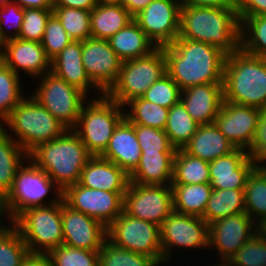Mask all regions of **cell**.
Masks as SVG:
<instances>
[{"label": "cell", "mask_w": 266, "mask_h": 266, "mask_svg": "<svg viewBox=\"0 0 266 266\" xmlns=\"http://www.w3.org/2000/svg\"><path fill=\"white\" fill-rule=\"evenodd\" d=\"M167 74L181 90L209 83H223L227 54L208 43L176 38L162 47Z\"/></svg>", "instance_id": "6da1fadb"}, {"label": "cell", "mask_w": 266, "mask_h": 266, "mask_svg": "<svg viewBox=\"0 0 266 266\" xmlns=\"http://www.w3.org/2000/svg\"><path fill=\"white\" fill-rule=\"evenodd\" d=\"M177 38L211 44L227 55L240 48V21L235 6H181Z\"/></svg>", "instance_id": "7a4b0ae2"}, {"label": "cell", "mask_w": 266, "mask_h": 266, "mask_svg": "<svg viewBox=\"0 0 266 266\" xmlns=\"http://www.w3.org/2000/svg\"><path fill=\"white\" fill-rule=\"evenodd\" d=\"M92 155L79 136L68 129L63 135L34 148L28 158L64 191L79 182Z\"/></svg>", "instance_id": "3957f363"}, {"label": "cell", "mask_w": 266, "mask_h": 266, "mask_svg": "<svg viewBox=\"0 0 266 266\" xmlns=\"http://www.w3.org/2000/svg\"><path fill=\"white\" fill-rule=\"evenodd\" d=\"M224 101L266 108V57L241 48L227 55L223 79Z\"/></svg>", "instance_id": "277c9868"}, {"label": "cell", "mask_w": 266, "mask_h": 266, "mask_svg": "<svg viewBox=\"0 0 266 266\" xmlns=\"http://www.w3.org/2000/svg\"><path fill=\"white\" fill-rule=\"evenodd\" d=\"M0 127L28 154L68 130L30 94L25 95Z\"/></svg>", "instance_id": "5b68a950"}, {"label": "cell", "mask_w": 266, "mask_h": 266, "mask_svg": "<svg viewBox=\"0 0 266 266\" xmlns=\"http://www.w3.org/2000/svg\"><path fill=\"white\" fill-rule=\"evenodd\" d=\"M50 192L55 196L46 200ZM3 200L9 221L12 222L27 208L61 202L63 191L45 171L28 158L17 171L10 191Z\"/></svg>", "instance_id": "8992f818"}, {"label": "cell", "mask_w": 266, "mask_h": 266, "mask_svg": "<svg viewBox=\"0 0 266 266\" xmlns=\"http://www.w3.org/2000/svg\"><path fill=\"white\" fill-rule=\"evenodd\" d=\"M125 117V108L106 94L89 98L82 106L72 129L92 156H101L108 147L113 131Z\"/></svg>", "instance_id": "52a82bcc"}, {"label": "cell", "mask_w": 266, "mask_h": 266, "mask_svg": "<svg viewBox=\"0 0 266 266\" xmlns=\"http://www.w3.org/2000/svg\"><path fill=\"white\" fill-rule=\"evenodd\" d=\"M11 223L20 232L30 254H48L63 245L61 202L27 208Z\"/></svg>", "instance_id": "ba28073f"}, {"label": "cell", "mask_w": 266, "mask_h": 266, "mask_svg": "<svg viewBox=\"0 0 266 266\" xmlns=\"http://www.w3.org/2000/svg\"><path fill=\"white\" fill-rule=\"evenodd\" d=\"M166 73L163 48H156L147 56L122 61L118 79L106 95L124 107L132 99L142 97Z\"/></svg>", "instance_id": "9c48e42d"}, {"label": "cell", "mask_w": 266, "mask_h": 266, "mask_svg": "<svg viewBox=\"0 0 266 266\" xmlns=\"http://www.w3.org/2000/svg\"><path fill=\"white\" fill-rule=\"evenodd\" d=\"M34 80H38L34 82L36 88L29 94L68 129H73L89 97L52 72Z\"/></svg>", "instance_id": "30bf717a"}, {"label": "cell", "mask_w": 266, "mask_h": 266, "mask_svg": "<svg viewBox=\"0 0 266 266\" xmlns=\"http://www.w3.org/2000/svg\"><path fill=\"white\" fill-rule=\"evenodd\" d=\"M107 239L114 245L153 257L164 266L160 226L134 218L124 211L107 227Z\"/></svg>", "instance_id": "8fae6325"}, {"label": "cell", "mask_w": 266, "mask_h": 266, "mask_svg": "<svg viewBox=\"0 0 266 266\" xmlns=\"http://www.w3.org/2000/svg\"><path fill=\"white\" fill-rule=\"evenodd\" d=\"M208 235L209 224L202 217L173 211L160 226L164 266H169L171 259H175L172 252L177 247L176 251L183 248L190 253L203 248L208 250Z\"/></svg>", "instance_id": "7c38bea8"}, {"label": "cell", "mask_w": 266, "mask_h": 266, "mask_svg": "<svg viewBox=\"0 0 266 266\" xmlns=\"http://www.w3.org/2000/svg\"><path fill=\"white\" fill-rule=\"evenodd\" d=\"M123 211L134 218L161 226L174 211L171 185L129 183L124 194Z\"/></svg>", "instance_id": "4fadbf2b"}, {"label": "cell", "mask_w": 266, "mask_h": 266, "mask_svg": "<svg viewBox=\"0 0 266 266\" xmlns=\"http://www.w3.org/2000/svg\"><path fill=\"white\" fill-rule=\"evenodd\" d=\"M124 194L91 189L77 183L63 191V200L72 209L92 217L107 228L123 212Z\"/></svg>", "instance_id": "5bb4252c"}, {"label": "cell", "mask_w": 266, "mask_h": 266, "mask_svg": "<svg viewBox=\"0 0 266 266\" xmlns=\"http://www.w3.org/2000/svg\"><path fill=\"white\" fill-rule=\"evenodd\" d=\"M180 12L179 0H153L133 19L156 48H162L179 36Z\"/></svg>", "instance_id": "9a60e30c"}, {"label": "cell", "mask_w": 266, "mask_h": 266, "mask_svg": "<svg viewBox=\"0 0 266 266\" xmlns=\"http://www.w3.org/2000/svg\"><path fill=\"white\" fill-rule=\"evenodd\" d=\"M258 232L246 212L220 218L209 224L208 249L217 251L218 261H229Z\"/></svg>", "instance_id": "2e32d148"}, {"label": "cell", "mask_w": 266, "mask_h": 266, "mask_svg": "<svg viewBox=\"0 0 266 266\" xmlns=\"http://www.w3.org/2000/svg\"><path fill=\"white\" fill-rule=\"evenodd\" d=\"M82 63L91 82L106 94L118 79L122 60L108 40L90 37L82 41Z\"/></svg>", "instance_id": "e0dca14e"}, {"label": "cell", "mask_w": 266, "mask_h": 266, "mask_svg": "<svg viewBox=\"0 0 266 266\" xmlns=\"http://www.w3.org/2000/svg\"><path fill=\"white\" fill-rule=\"evenodd\" d=\"M63 245L99 251L107 239V228L92 217L61 201Z\"/></svg>", "instance_id": "ac0fdd59"}, {"label": "cell", "mask_w": 266, "mask_h": 266, "mask_svg": "<svg viewBox=\"0 0 266 266\" xmlns=\"http://www.w3.org/2000/svg\"><path fill=\"white\" fill-rule=\"evenodd\" d=\"M261 109L223 101L215 124L221 133L236 147H250L258 125Z\"/></svg>", "instance_id": "d6986e66"}, {"label": "cell", "mask_w": 266, "mask_h": 266, "mask_svg": "<svg viewBox=\"0 0 266 266\" xmlns=\"http://www.w3.org/2000/svg\"><path fill=\"white\" fill-rule=\"evenodd\" d=\"M0 60L22 77L23 72L32 79L51 72V60L42 44L36 41L15 38L3 42Z\"/></svg>", "instance_id": "ffe728a7"}, {"label": "cell", "mask_w": 266, "mask_h": 266, "mask_svg": "<svg viewBox=\"0 0 266 266\" xmlns=\"http://www.w3.org/2000/svg\"><path fill=\"white\" fill-rule=\"evenodd\" d=\"M258 165L248 152L236 148L233 152L209 162L210 185L213 189H244L246 180Z\"/></svg>", "instance_id": "44dd1931"}, {"label": "cell", "mask_w": 266, "mask_h": 266, "mask_svg": "<svg viewBox=\"0 0 266 266\" xmlns=\"http://www.w3.org/2000/svg\"><path fill=\"white\" fill-rule=\"evenodd\" d=\"M223 101V83L201 84L181 91L180 102L199 125L215 123Z\"/></svg>", "instance_id": "7402d4cb"}, {"label": "cell", "mask_w": 266, "mask_h": 266, "mask_svg": "<svg viewBox=\"0 0 266 266\" xmlns=\"http://www.w3.org/2000/svg\"><path fill=\"white\" fill-rule=\"evenodd\" d=\"M51 72L74 86L88 97H100L103 93L91 82L82 63V41L72 40L54 59L51 60ZM93 90V91H92Z\"/></svg>", "instance_id": "603a6c76"}, {"label": "cell", "mask_w": 266, "mask_h": 266, "mask_svg": "<svg viewBox=\"0 0 266 266\" xmlns=\"http://www.w3.org/2000/svg\"><path fill=\"white\" fill-rule=\"evenodd\" d=\"M129 174L114 162L101 156H92L84 166L78 184L108 192H126Z\"/></svg>", "instance_id": "cb8c5ba5"}, {"label": "cell", "mask_w": 266, "mask_h": 266, "mask_svg": "<svg viewBox=\"0 0 266 266\" xmlns=\"http://www.w3.org/2000/svg\"><path fill=\"white\" fill-rule=\"evenodd\" d=\"M102 158L114 162L130 174L139 164L141 149L136 138L135 125L124 117L113 131Z\"/></svg>", "instance_id": "d4e9b609"}, {"label": "cell", "mask_w": 266, "mask_h": 266, "mask_svg": "<svg viewBox=\"0 0 266 266\" xmlns=\"http://www.w3.org/2000/svg\"><path fill=\"white\" fill-rule=\"evenodd\" d=\"M183 149L192 156L212 162L233 152L236 147L221 133L215 123H211L199 125Z\"/></svg>", "instance_id": "484cf974"}, {"label": "cell", "mask_w": 266, "mask_h": 266, "mask_svg": "<svg viewBox=\"0 0 266 266\" xmlns=\"http://www.w3.org/2000/svg\"><path fill=\"white\" fill-rule=\"evenodd\" d=\"M175 153H141L139 164L129 174L130 183L171 185Z\"/></svg>", "instance_id": "4316f807"}, {"label": "cell", "mask_w": 266, "mask_h": 266, "mask_svg": "<svg viewBox=\"0 0 266 266\" xmlns=\"http://www.w3.org/2000/svg\"><path fill=\"white\" fill-rule=\"evenodd\" d=\"M132 20L133 16L120 3L99 1L90 14L91 37L109 40Z\"/></svg>", "instance_id": "83f0119b"}, {"label": "cell", "mask_w": 266, "mask_h": 266, "mask_svg": "<svg viewBox=\"0 0 266 266\" xmlns=\"http://www.w3.org/2000/svg\"><path fill=\"white\" fill-rule=\"evenodd\" d=\"M108 41L122 61L147 56L156 49L134 19Z\"/></svg>", "instance_id": "f1b7e54d"}, {"label": "cell", "mask_w": 266, "mask_h": 266, "mask_svg": "<svg viewBox=\"0 0 266 266\" xmlns=\"http://www.w3.org/2000/svg\"><path fill=\"white\" fill-rule=\"evenodd\" d=\"M28 153L0 127V196L4 198L12 186Z\"/></svg>", "instance_id": "f546056e"}, {"label": "cell", "mask_w": 266, "mask_h": 266, "mask_svg": "<svg viewBox=\"0 0 266 266\" xmlns=\"http://www.w3.org/2000/svg\"><path fill=\"white\" fill-rule=\"evenodd\" d=\"M173 210L182 214L202 217L213 191L210 183L171 184Z\"/></svg>", "instance_id": "4dcf8cb0"}, {"label": "cell", "mask_w": 266, "mask_h": 266, "mask_svg": "<svg viewBox=\"0 0 266 266\" xmlns=\"http://www.w3.org/2000/svg\"><path fill=\"white\" fill-rule=\"evenodd\" d=\"M242 212H245L244 189H213L202 218L210 224Z\"/></svg>", "instance_id": "1f68e13d"}, {"label": "cell", "mask_w": 266, "mask_h": 266, "mask_svg": "<svg viewBox=\"0 0 266 266\" xmlns=\"http://www.w3.org/2000/svg\"><path fill=\"white\" fill-rule=\"evenodd\" d=\"M245 212L260 226L266 221V166H257L246 180Z\"/></svg>", "instance_id": "d6a6232c"}, {"label": "cell", "mask_w": 266, "mask_h": 266, "mask_svg": "<svg viewBox=\"0 0 266 266\" xmlns=\"http://www.w3.org/2000/svg\"><path fill=\"white\" fill-rule=\"evenodd\" d=\"M204 183H210L209 162L190 155L184 149L176 150L171 184Z\"/></svg>", "instance_id": "836d02e7"}, {"label": "cell", "mask_w": 266, "mask_h": 266, "mask_svg": "<svg viewBox=\"0 0 266 266\" xmlns=\"http://www.w3.org/2000/svg\"><path fill=\"white\" fill-rule=\"evenodd\" d=\"M198 126L181 102L169 109L165 132L176 150L183 149L189 143Z\"/></svg>", "instance_id": "e575fe53"}, {"label": "cell", "mask_w": 266, "mask_h": 266, "mask_svg": "<svg viewBox=\"0 0 266 266\" xmlns=\"http://www.w3.org/2000/svg\"><path fill=\"white\" fill-rule=\"evenodd\" d=\"M124 108L127 110L125 117L132 124L165 130L169 114L168 108L147 101L143 97L132 99Z\"/></svg>", "instance_id": "d590c367"}, {"label": "cell", "mask_w": 266, "mask_h": 266, "mask_svg": "<svg viewBox=\"0 0 266 266\" xmlns=\"http://www.w3.org/2000/svg\"><path fill=\"white\" fill-rule=\"evenodd\" d=\"M240 48L251 55L266 57V15L239 18Z\"/></svg>", "instance_id": "8d00e7d4"}, {"label": "cell", "mask_w": 266, "mask_h": 266, "mask_svg": "<svg viewBox=\"0 0 266 266\" xmlns=\"http://www.w3.org/2000/svg\"><path fill=\"white\" fill-rule=\"evenodd\" d=\"M21 79L0 60V125L25 97Z\"/></svg>", "instance_id": "74e56055"}, {"label": "cell", "mask_w": 266, "mask_h": 266, "mask_svg": "<svg viewBox=\"0 0 266 266\" xmlns=\"http://www.w3.org/2000/svg\"><path fill=\"white\" fill-rule=\"evenodd\" d=\"M99 266H161L153 257L120 248L106 239L98 251Z\"/></svg>", "instance_id": "f35d334b"}, {"label": "cell", "mask_w": 266, "mask_h": 266, "mask_svg": "<svg viewBox=\"0 0 266 266\" xmlns=\"http://www.w3.org/2000/svg\"><path fill=\"white\" fill-rule=\"evenodd\" d=\"M7 224L0 232V266H21L29 255L28 247L18 229L12 223Z\"/></svg>", "instance_id": "ab89813d"}, {"label": "cell", "mask_w": 266, "mask_h": 266, "mask_svg": "<svg viewBox=\"0 0 266 266\" xmlns=\"http://www.w3.org/2000/svg\"><path fill=\"white\" fill-rule=\"evenodd\" d=\"M53 13L60 20L72 40L84 41L91 37V11L69 7H53Z\"/></svg>", "instance_id": "60d3db41"}, {"label": "cell", "mask_w": 266, "mask_h": 266, "mask_svg": "<svg viewBox=\"0 0 266 266\" xmlns=\"http://www.w3.org/2000/svg\"><path fill=\"white\" fill-rule=\"evenodd\" d=\"M47 256L52 266H99L98 251L67 245H61L51 250Z\"/></svg>", "instance_id": "b9f144b4"}, {"label": "cell", "mask_w": 266, "mask_h": 266, "mask_svg": "<svg viewBox=\"0 0 266 266\" xmlns=\"http://www.w3.org/2000/svg\"><path fill=\"white\" fill-rule=\"evenodd\" d=\"M228 262L231 266H266V236L256 233Z\"/></svg>", "instance_id": "7bdbcfd3"}, {"label": "cell", "mask_w": 266, "mask_h": 266, "mask_svg": "<svg viewBox=\"0 0 266 266\" xmlns=\"http://www.w3.org/2000/svg\"><path fill=\"white\" fill-rule=\"evenodd\" d=\"M181 89L166 73L154 82L142 96L145 100L170 109L180 102Z\"/></svg>", "instance_id": "ee69618b"}, {"label": "cell", "mask_w": 266, "mask_h": 266, "mask_svg": "<svg viewBox=\"0 0 266 266\" xmlns=\"http://www.w3.org/2000/svg\"><path fill=\"white\" fill-rule=\"evenodd\" d=\"M135 132L141 153H176L165 130L135 125Z\"/></svg>", "instance_id": "f6af8a7d"}, {"label": "cell", "mask_w": 266, "mask_h": 266, "mask_svg": "<svg viewBox=\"0 0 266 266\" xmlns=\"http://www.w3.org/2000/svg\"><path fill=\"white\" fill-rule=\"evenodd\" d=\"M53 9L24 8L22 28L19 39L42 42L48 18Z\"/></svg>", "instance_id": "bcb514c9"}, {"label": "cell", "mask_w": 266, "mask_h": 266, "mask_svg": "<svg viewBox=\"0 0 266 266\" xmlns=\"http://www.w3.org/2000/svg\"><path fill=\"white\" fill-rule=\"evenodd\" d=\"M71 41L60 20L52 13L47 20L41 42L47 57L54 59Z\"/></svg>", "instance_id": "7dc6e473"}, {"label": "cell", "mask_w": 266, "mask_h": 266, "mask_svg": "<svg viewBox=\"0 0 266 266\" xmlns=\"http://www.w3.org/2000/svg\"><path fill=\"white\" fill-rule=\"evenodd\" d=\"M24 8L16 2H8L0 8V40L18 38L22 28Z\"/></svg>", "instance_id": "c3c4849f"}, {"label": "cell", "mask_w": 266, "mask_h": 266, "mask_svg": "<svg viewBox=\"0 0 266 266\" xmlns=\"http://www.w3.org/2000/svg\"><path fill=\"white\" fill-rule=\"evenodd\" d=\"M247 152L258 166H266V108L261 109L255 135Z\"/></svg>", "instance_id": "681fc988"}, {"label": "cell", "mask_w": 266, "mask_h": 266, "mask_svg": "<svg viewBox=\"0 0 266 266\" xmlns=\"http://www.w3.org/2000/svg\"><path fill=\"white\" fill-rule=\"evenodd\" d=\"M238 18L266 15V0H235Z\"/></svg>", "instance_id": "f907efd6"}, {"label": "cell", "mask_w": 266, "mask_h": 266, "mask_svg": "<svg viewBox=\"0 0 266 266\" xmlns=\"http://www.w3.org/2000/svg\"><path fill=\"white\" fill-rule=\"evenodd\" d=\"M99 0H53V7H69L91 11Z\"/></svg>", "instance_id": "816d5d0a"}, {"label": "cell", "mask_w": 266, "mask_h": 266, "mask_svg": "<svg viewBox=\"0 0 266 266\" xmlns=\"http://www.w3.org/2000/svg\"><path fill=\"white\" fill-rule=\"evenodd\" d=\"M181 6L223 7L235 6V0H179Z\"/></svg>", "instance_id": "f5cc1de1"}, {"label": "cell", "mask_w": 266, "mask_h": 266, "mask_svg": "<svg viewBox=\"0 0 266 266\" xmlns=\"http://www.w3.org/2000/svg\"><path fill=\"white\" fill-rule=\"evenodd\" d=\"M153 0H119L120 3L133 17L145 9Z\"/></svg>", "instance_id": "db71d44e"}, {"label": "cell", "mask_w": 266, "mask_h": 266, "mask_svg": "<svg viewBox=\"0 0 266 266\" xmlns=\"http://www.w3.org/2000/svg\"><path fill=\"white\" fill-rule=\"evenodd\" d=\"M21 266H52L47 254H30L21 263Z\"/></svg>", "instance_id": "11a10c76"}, {"label": "cell", "mask_w": 266, "mask_h": 266, "mask_svg": "<svg viewBox=\"0 0 266 266\" xmlns=\"http://www.w3.org/2000/svg\"><path fill=\"white\" fill-rule=\"evenodd\" d=\"M21 8L53 9V0H12Z\"/></svg>", "instance_id": "9f6ffc18"}, {"label": "cell", "mask_w": 266, "mask_h": 266, "mask_svg": "<svg viewBox=\"0 0 266 266\" xmlns=\"http://www.w3.org/2000/svg\"><path fill=\"white\" fill-rule=\"evenodd\" d=\"M5 216V217H4ZM4 218L7 219L6 223L8 221V223H11L9 221V217L7 216L6 210H5V206H4V200L3 198L0 196V232L2 230H4L8 225H6V223H4V220L2 221V219Z\"/></svg>", "instance_id": "6f0895ef"}, {"label": "cell", "mask_w": 266, "mask_h": 266, "mask_svg": "<svg viewBox=\"0 0 266 266\" xmlns=\"http://www.w3.org/2000/svg\"><path fill=\"white\" fill-rule=\"evenodd\" d=\"M218 262V263H217ZM212 266H231L228 261H217ZM217 264V265H216ZM202 266V265H201ZM207 266V265H206ZM209 266V265H208ZM211 266V265H210Z\"/></svg>", "instance_id": "680465c9"}, {"label": "cell", "mask_w": 266, "mask_h": 266, "mask_svg": "<svg viewBox=\"0 0 266 266\" xmlns=\"http://www.w3.org/2000/svg\"><path fill=\"white\" fill-rule=\"evenodd\" d=\"M259 231L266 236V221L259 226Z\"/></svg>", "instance_id": "91938a15"}, {"label": "cell", "mask_w": 266, "mask_h": 266, "mask_svg": "<svg viewBox=\"0 0 266 266\" xmlns=\"http://www.w3.org/2000/svg\"><path fill=\"white\" fill-rule=\"evenodd\" d=\"M12 0H0V8L3 7L6 3L11 2Z\"/></svg>", "instance_id": "94428289"}, {"label": "cell", "mask_w": 266, "mask_h": 266, "mask_svg": "<svg viewBox=\"0 0 266 266\" xmlns=\"http://www.w3.org/2000/svg\"><path fill=\"white\" fill-rule=\"evenodd\" d=\"M100 2H116L118 3L119 0H99Z\"/></svg>", "instance_id": "6125c7cd"}, {"label": "cell", "mask_w": 266, "mask_h": 266, "mask_svg": "<svg viewBox=\"0 0 266 266\" xmlns=\"http://www.w3.org/2000/svg\"><path fill=\"white\" fill-rule=\"evenodd\" d=\"M2 45H3V42L0 40V56H1V52H2Z\"/></svg>", "instance_id": "be15d7a7"}]
</instances>
